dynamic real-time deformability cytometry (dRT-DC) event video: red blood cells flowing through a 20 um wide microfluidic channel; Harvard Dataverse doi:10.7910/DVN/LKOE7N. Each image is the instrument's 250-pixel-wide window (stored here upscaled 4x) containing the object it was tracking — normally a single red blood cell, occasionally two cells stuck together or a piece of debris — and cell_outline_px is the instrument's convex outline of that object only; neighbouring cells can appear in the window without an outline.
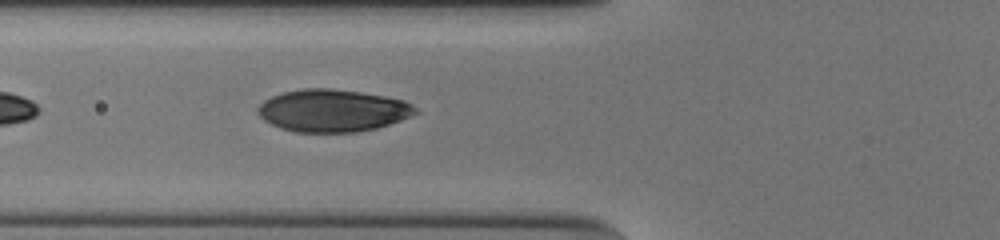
{"species": "human", "species_latin": "Homo sapiens", "temperature_condition": "cold", "stored_images_in_passage": 15, "camera_frame_rate_fps": 3000, "um_per_image_px": 0.085, "donor": {"sex": "male"}, "frame": {"image": 1, "passage_image": 5, "time_ms": 1.333, "image_size_px": [1000, 240], "cell_outline_px": [[420, 112], [400, 120], [376, 128], [356, 132], [296, 132], [280, 128], [264, 120], [256, 112], [256, 108], [264, 100], [272, 96], [284, 92], [304, 88], [328, 88], [360, 92], [384, 96], [404, 100], [412, 104]], "centroid_in_image_um": [28.26, 9.4], "position_along_channel_um": 97.5, "area_um2": 38.84}}
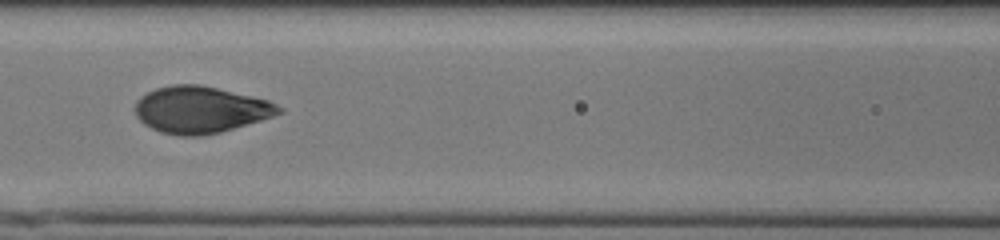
{"frame": {"image": 2, "passage_image": 9, "time_ms": 2.667, "image_size_px": [1000, 240], "cell_outline_px": [[284, 112], [260, 120], [220, 132], [204, 136], [180, 136], [160, 132], [144, 124], [136, 116], [136, 100], [140, 96], [156, 88], [172, 84], [200, 84], [252, 96], [268, 100], [284, 108]], "centroid_in_image_um": [17.03, 9.32], "position_along_channel_um": 149.6, "area_um2": 39.13}}